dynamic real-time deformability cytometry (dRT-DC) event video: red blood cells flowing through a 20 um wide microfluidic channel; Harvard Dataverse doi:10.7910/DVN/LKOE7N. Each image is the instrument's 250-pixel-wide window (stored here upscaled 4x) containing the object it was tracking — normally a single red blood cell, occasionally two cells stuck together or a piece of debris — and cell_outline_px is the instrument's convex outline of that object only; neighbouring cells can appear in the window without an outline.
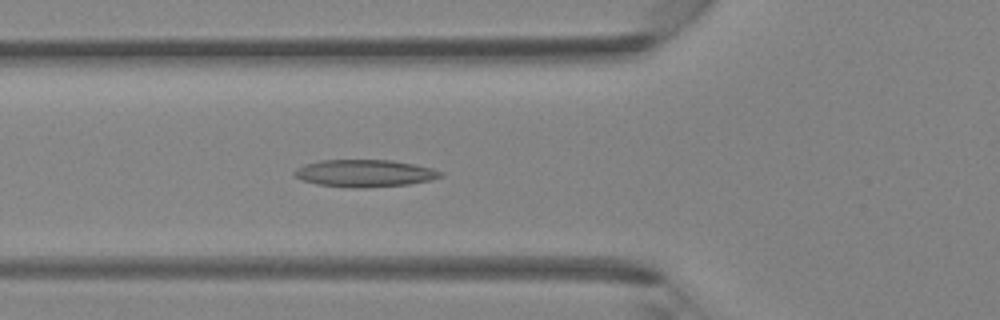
{"species": "Egyptian fruit bat (a non-hibernating species)", "species_latin": "Rousettus aegyptiacus", "temperature_condition": "room temperature", "stored_images_in_passage": 42, "camera_frame_rate_fps": 3000, "um_per_image_px": 0.085, "animal": {"sex": "female"}, "frame": {"image": 1, "passage_image": 15, "time_ms": 4.667, "image_size_px": [1000, 320], "cell_outline_px": [[444, 176], [428, 180], [408, 184], [364, 188], [352, 188], [316, 184], [300, 180], [292, 172], [296, 168], [304, 164], [320, 160], [392, 160], [416, 164], [432, 168], [444, 172]], "centroid_in_image_um": [30.98, 14.72], "position_along_channel_um": 94.8, "area_um2": 23.41}}
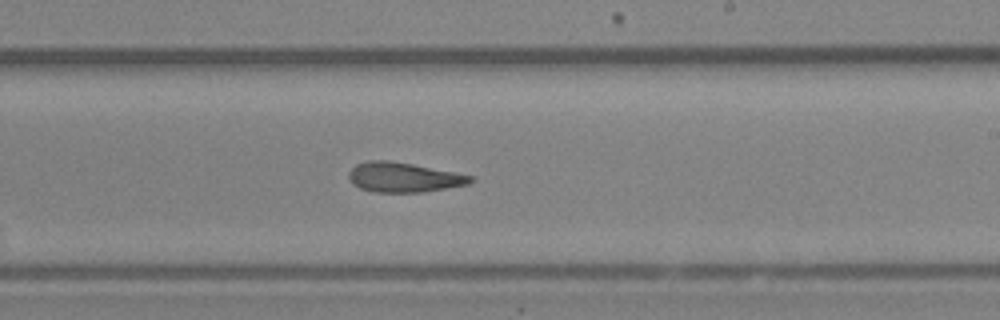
{"frame": {"image": 2, "passage_image": 25, "time_ms": 8.0, "image_size_px": [1000, 320], "cell_outline_px": [[476, 176], [468, 184], [424, 192], [372, 192], [360, 188], [352, 184], [348, 176], [348, 172], [356, 164], [368, 160], [388, 160], [412, 164], [456, 172]], "centroid_in_image_um": [34.3, 15.07], "position_along_channel_um": 254.7, "area_um2": 21.21}}
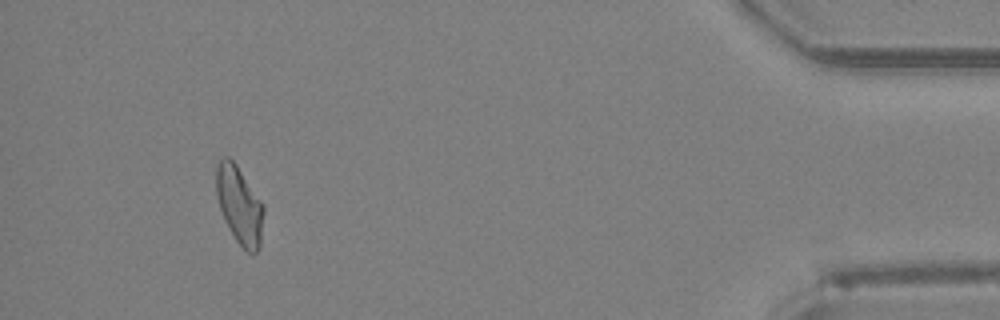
{"frame": {"image": 3, "passage_image": 39, "time_ms": 12.667, "image_size_px": [1000, 320], "cell_outline_px": [[264, 212], [260, 248], [252, 256], [236, 240], [224, 220], [216, 196], [216, 164], [224, 156], [228, 156], [236, 164], [264, 204]], "centroid_in_image_um": [20.36, 17.44], "position_along_channel_um": 414.8, "area_um2": 21.62}}